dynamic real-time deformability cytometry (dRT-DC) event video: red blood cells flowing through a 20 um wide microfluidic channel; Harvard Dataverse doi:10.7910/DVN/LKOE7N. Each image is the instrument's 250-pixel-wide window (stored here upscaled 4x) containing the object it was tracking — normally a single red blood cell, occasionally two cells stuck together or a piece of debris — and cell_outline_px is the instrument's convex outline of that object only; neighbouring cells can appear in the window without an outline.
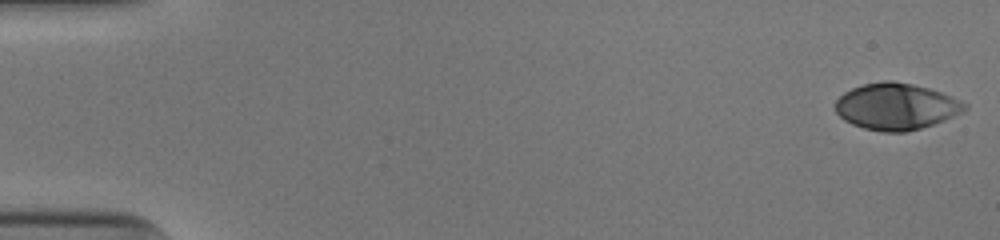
{"species": "human", "species_latin": "Homo sapiens", "temperature_condition": "cold", "stored_images_in_passage": 52, "camera_frame_rate_fps": 3000, "um_per_image_px": 0.085, "donor": {"sex": "male"}, "frame": {"image": 1, "passage_image": 1, "time_ms": 0.0, "image_size_px": [1000, 240], "cell_outline_px": [[968, 108], [964, 112], [944, 120], [920, 128], [904, 132], [884, 132], [864, 128], [852, 124], [844, 120], [836, 112], [836, 100], [844, 92], [852, 88], [864, 84], [884, 80], [892, 80], [912, 84], [928, 88], [952, 96], [968, 104]], "centroid_in_image_um": [76.19, 9.04], "position_along_channel_um": 8.8, "area_um2": 35.03}}
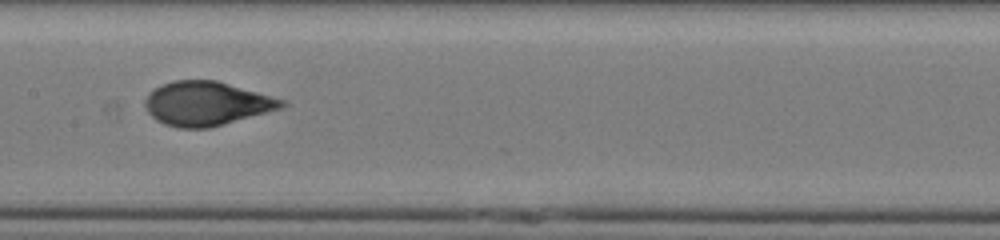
{"frame": {"image": 2, "passage_image": 27, "time_ms": 8.667, "image_size_px": [1000, 240], "cell_outline_px": [[288, 104], [284, 108], [224, 124], [208, 128], [176, 128], [164, 124], [156, 120], [148, 112], [144, 104], [144, 100], [148, 92], [160, 84], [176, 80], [216, 80], [288, 100]], "centroid_in_image_um": [17.58, 8.8], "position_along_channel_um": 189.8, "area_um2": 35.49}}
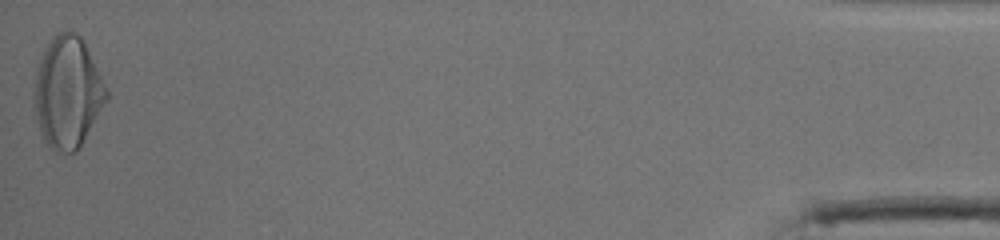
{"frame": {"image": 3, "passage_image": 52, "time_ms": 17.0, "image_size_px": [1000, 240], "cell_outline_px": [[108, 100], [80, 148], [76, 152], [56, 152], [44, 140], [40, 132], [36, 120], [32, 96], [36, 72], [44, 52], [52, 36], [56, 32], [76, 32], [80, 36], [108, 88]], "centroid_in_image_um": [5.75, 7.89], "position_along_channel_um": 429.5, "area_um2": 47.05}, "authors_computed_cell_mechanics": {"area_um2": 35.2869, "velocity_mm_per_s": 3.9419, "shape_relaxation_time_tau1_ms": 4.7274, "shape_relaxation_time_tau2_ms": null, "deformation_change_tau1": 0.2208, "deformation_change_tau2": null}}